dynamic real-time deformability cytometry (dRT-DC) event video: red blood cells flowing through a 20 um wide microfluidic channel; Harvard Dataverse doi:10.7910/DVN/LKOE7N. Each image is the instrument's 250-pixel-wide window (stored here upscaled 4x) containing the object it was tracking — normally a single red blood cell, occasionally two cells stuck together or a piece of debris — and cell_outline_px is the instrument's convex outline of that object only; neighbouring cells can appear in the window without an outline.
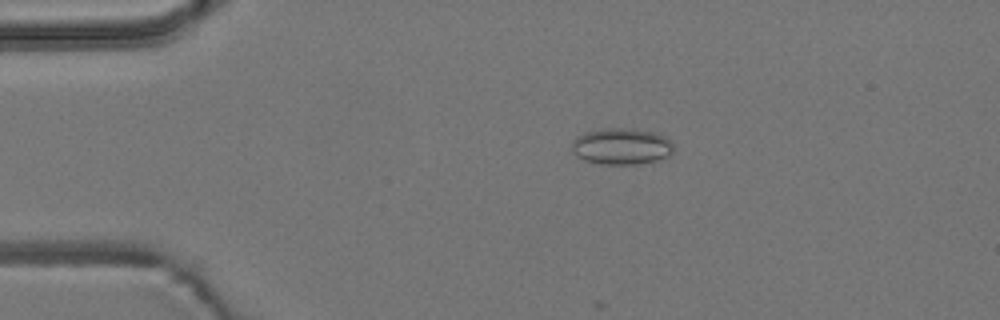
{"species": "common noctule bat (a hibernating species)", "species_latin": "Nyctalus noctula", "temperature_condition": "room temperature", "stored_images_in_passage": 2, "camera_frame_rate_fps": 3000, "um_per_image_px": 0.085, "animal": {"sex": "male", "body_mass_g": 19.2, "forearm_length_mm": 51.8}, "frame": {"image": 1, "passage_image": 1, "time_ms": 0.0, "image_size_px": [1000, 320], "cell_outline_px": [[672, 152], [668, 156], [656, 160], [636, 164], [600, 164], [584, 160], [576, 156], [572, 152], [572, 140], [576, 136], [584, 132], [604, 128], [628, 128], [652, 132], [664, 136], [672, 144]], "centroid_in_image_um": [52.76, 12.44], "position_along_channel_um": 32.2, "area_um2": 21.56}}